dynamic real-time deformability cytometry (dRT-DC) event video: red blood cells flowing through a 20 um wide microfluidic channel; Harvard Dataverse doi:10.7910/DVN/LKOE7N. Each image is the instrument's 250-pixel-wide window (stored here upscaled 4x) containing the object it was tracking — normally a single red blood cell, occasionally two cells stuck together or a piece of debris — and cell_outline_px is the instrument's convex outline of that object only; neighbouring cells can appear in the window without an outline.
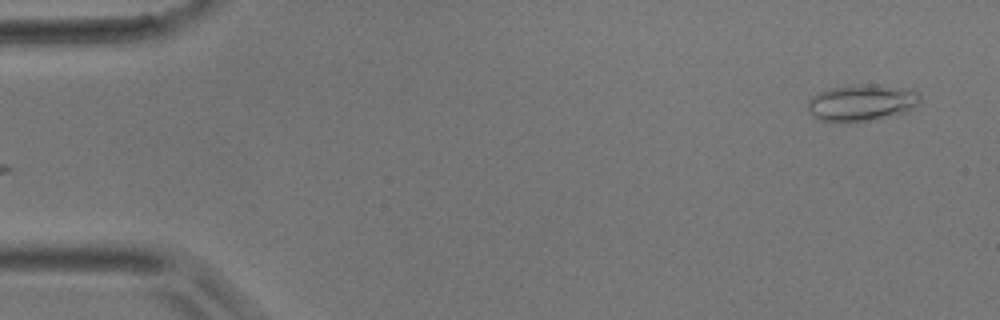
{"species": "common noctule bat (a hibernating species)", "species_latin": "Nyctalus noctula", "temperature_condition": "room temperature", "stored_images_in_passage": 4, "segment_of_instrument_passage": [2, 2], "camera_frame_rate_fps": 3000, "um_per_image_px": 0.085, "animal": {"sex": "male", "body_mass_g": 17.9}, "frame": {"image": 1, "passage_image": 4, "time_ms": 1.0, "image_size_px": [1000, 320], "cell_outline_px": [[920, 104], [904, 112], [868, 120], [848, 124], [840, 124], [820, 120], [812, 116], [808, 112], [808, 100], [812, 96], [820, 92], [832, 88], [852, 84], [880, 84], [900, 88], [916, 92], [920, 96]], "centroid_in_image_um": [73.17, 8.75], "position_along_channel_um": 11.8, "area_um2": 24.16}}